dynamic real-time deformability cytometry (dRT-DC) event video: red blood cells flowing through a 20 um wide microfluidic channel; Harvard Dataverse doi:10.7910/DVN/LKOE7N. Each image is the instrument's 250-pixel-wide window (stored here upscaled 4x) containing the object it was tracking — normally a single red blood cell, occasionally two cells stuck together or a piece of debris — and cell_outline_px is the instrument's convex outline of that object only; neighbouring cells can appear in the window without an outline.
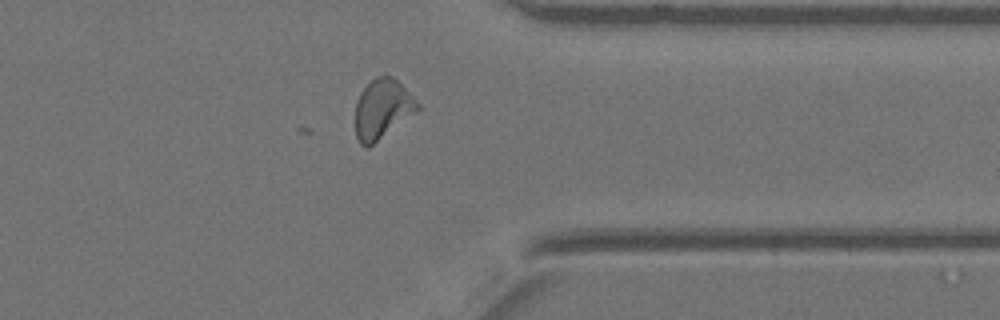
{"species": "Egyptian fruit bat (a non-hibernating species)", "species_latin": "Rousettus aegyptiacus", "temperature_condition": "warm", "stored_images_in_passage": 43, "camera_frame_rate_fps": 3000, "um_per_image_px": 0.085, "animal": {"sex": "female"}, "frame": {"image": 1, "passage_image": 35, "time_ms": 11.333, "image_size_px": [1000, 320], "cell_outline_px": [[420, 108], [368, 148], [364, 148], [360, 144], [356, 136], [356, 100], [360, 92], [376, 76], [392, 76], [420, 104]], "centroid_in_image_um": [32.47, 9.28], "position_along_channel_um": 378.9, "area_um2": 21.15}}
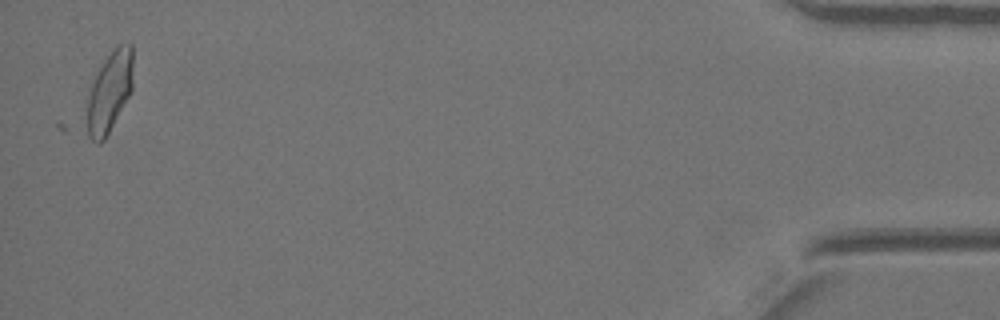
{"frame": {"image": 2, "passage_image": 43, "time_ms": 14.0, "image_size_px": [1000, 320], "cell_outline_px": [[132, 92], [104, 140], [100, 144], [96, 144], [80, 128], [84, 96], [88, 84], [92, 76], [104, 60], [120, 44], [132, 44]], "centroid_in_image_um": [9.13, 7.95], "position_along_channel_um": 426.1, "area_um2": 23.58}}